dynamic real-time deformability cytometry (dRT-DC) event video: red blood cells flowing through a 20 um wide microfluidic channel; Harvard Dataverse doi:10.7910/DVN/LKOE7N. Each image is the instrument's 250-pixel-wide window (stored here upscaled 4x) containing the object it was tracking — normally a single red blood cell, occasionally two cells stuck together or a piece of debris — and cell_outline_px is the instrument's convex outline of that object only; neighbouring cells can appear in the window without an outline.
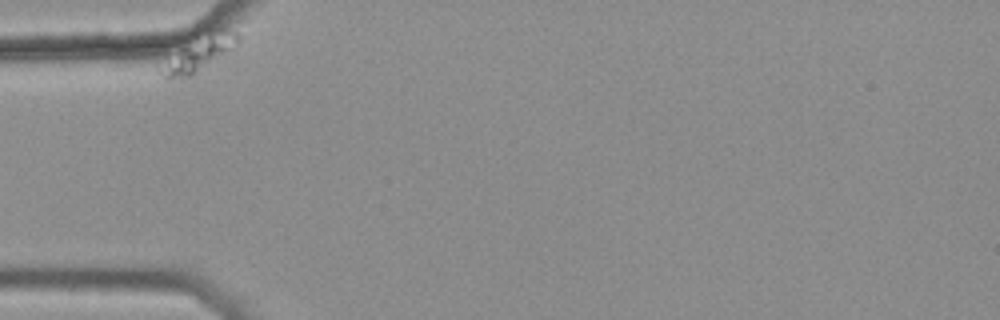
{"species": "common noctule bat (a hibernating species)", "species_latin": "Nyctalus noctula", "temperature_condition": "warm", "stored_images_in_passage": 42, "camera_frame_rate_fps": 3000, "um_per_image_px": 0.085, "animal": {"sex": "female", "body_mass_g": 25.1}, "frame": {"image": 1, "passage_image": 1, "time_ms": 0.0, "image_size_px": [1000, 320], "cell_outline_px": [[244, 36], [232, 52], [192, 76], [172, 80], [164, 80], [156, 68], [180, 40], [204, 24], [236, 20]], "centroid_in_image_um": [17.06, 4.23], "position_along_channel_um": 67.9, "area_um2": 20.87}}
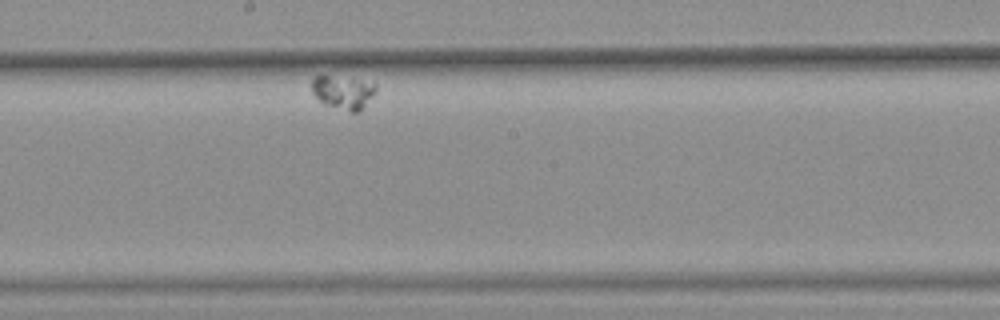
{"frame": {"image": 2, "passage_image": 24, "time_ms": 7.667, "image_size_px": [1000, 320], "cell_outline_px": [[376, 92], [356, 112], [352, 112], [324, 104], [312, 92], [312, 80], [316, 76], [328, 76], [376, 84]], "centroid_in_image_um": [29.13, 7.85], "position_along_channel_um": 219.1, "area_um2": 11.73}}
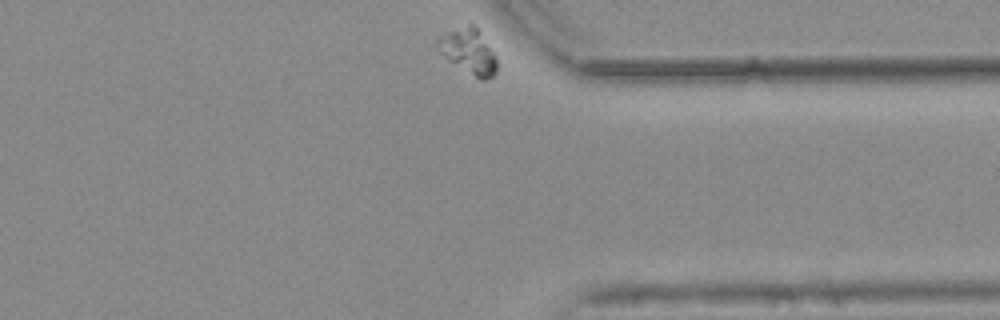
{"frame": {"image": 3, "passage_image": 42, "time_ms": 13.667, "image_size_px": [1000, 320], "cell_outline_px": [[496, 72], [492, 76], [484, 80], [480, 80], [444, 56], [436, 48], [436, 40], [448, 32], [468, 20], [480, 32], [496, 56]], "centroid_in_image_um": [39.83, 4.31], "position_along_channel_um": 371.6, "area_um2": 15.43}}